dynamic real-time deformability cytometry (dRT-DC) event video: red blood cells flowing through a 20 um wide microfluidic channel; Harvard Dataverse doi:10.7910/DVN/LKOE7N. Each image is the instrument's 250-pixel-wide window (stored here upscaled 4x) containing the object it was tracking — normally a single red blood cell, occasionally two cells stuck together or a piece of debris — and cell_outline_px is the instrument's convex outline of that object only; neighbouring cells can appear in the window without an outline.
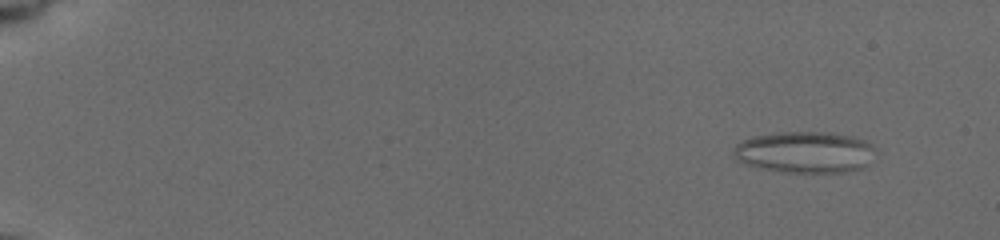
{"species": "common noctule bat (a hibernating species)", "species_latin": "Nyctalus noctula", "temperature_condition": "cold", "stored_images_in_passage": 21, "camera_frame_rate_fps": 3000, "um_per_image_px": 0.085, "animal": {"sex": "female", "body_mass_g": 19.5, "forearm_length_mm": 54.1}, "frame": {"image": 1, "passage_image": 6, "time_ms": 1.667, "image_size_px": [1000, 240], "cell_outline_px": [[872, 148], [864, 168], [844, 172], [784, 172], [756, 168], [744, 164], [736, 160], [732, 152], [736, 144], [752, 136], [780, 132], [832, 132], [852, 136], [864, 140]], "centroid_in_image_um": [68.31, 12.93], "position_along_channel_um": 16.7, "area_um2": 34.1}}